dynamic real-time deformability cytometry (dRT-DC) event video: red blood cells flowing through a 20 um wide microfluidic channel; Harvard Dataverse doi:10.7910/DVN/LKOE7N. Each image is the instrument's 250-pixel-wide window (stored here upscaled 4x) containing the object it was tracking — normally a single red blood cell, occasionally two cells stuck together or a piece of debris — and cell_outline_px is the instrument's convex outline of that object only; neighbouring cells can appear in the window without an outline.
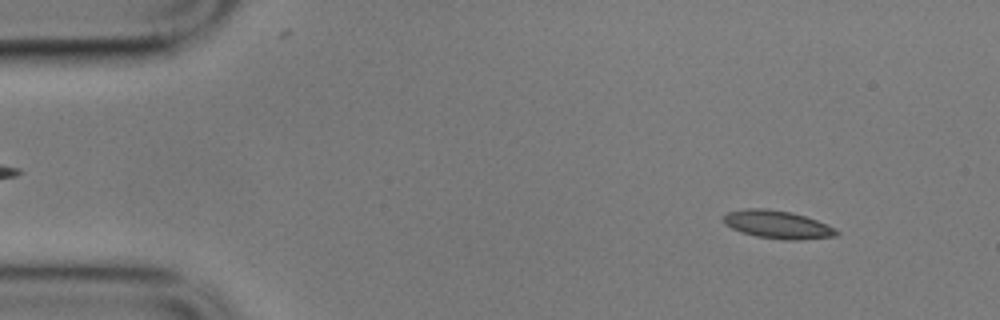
{"species": "common noctule bat (a hibernating species)", "species_latin": "Nyctalus noctula", "temperature_condition": "cold", "stored_images_in_passage": 4, "camera_frame_rate_fps": 3000, "um_per_image_px": 0.085, "animal": {"sex": "male", "body_mass_g": 17.9}, "frame": {"image": 1, "passage_image": 1, "time_ms": 0.0, "image_size_px": [1000, 320], "cell_outline_px": [[840, 232], [836, 236], [800, 240], [784, 240], [756, 236], [740, 232], [724, 224], [724, 216], [728, 212], [744, 208], [768, 208], [792, 212], [816, 220], [836, 228]], "centroid_in_image_um": [66.09, 19.09], "position_along_channel_um": 18.9, "area_um2": 18.55}}
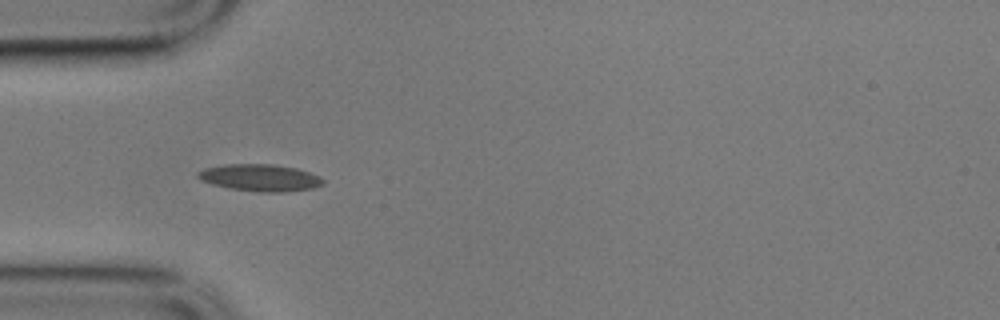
{"frame": {"image": 2, "passage_image": 4, "time_ms": 1.0, "image_size_px": [1000, 320], "cell_outline_px": [[324, 184], [312, 188], [288, 192], [256, 192], [232, 188], [212, 184], [200, 180], [196, 176], [196, 172], [204, 168], [228, 164], [272, 164], [296, 168], [320, 176], [324, 180]], "centroid_in_image_um": [22.1, 15.11], "position_along_channel_um": 62.9, "area_um2": 19.71}}